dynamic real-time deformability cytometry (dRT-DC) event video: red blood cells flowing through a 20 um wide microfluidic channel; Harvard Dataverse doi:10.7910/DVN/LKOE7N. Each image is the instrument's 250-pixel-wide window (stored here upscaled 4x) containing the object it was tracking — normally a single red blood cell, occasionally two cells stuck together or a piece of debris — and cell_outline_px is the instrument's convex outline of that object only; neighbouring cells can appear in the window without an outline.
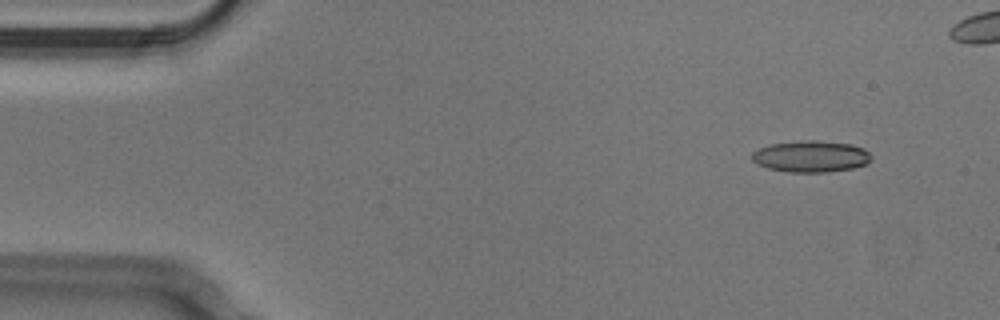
{"species": "Egyptian fruit bat (a non-hibernating species)", "species_latin": "Rousettus aegyptiacus", "temperature_condition": "cold", "stored_images_in_passage": 15, "camera_frame_rate_fps": 3000, "um_per_image_px": 0.085, "animal": {"sex": "male"}, "frame": {"image": 1, "passage_image": 5, "time_ms": 1.333, "image_size_px": [1000, 320], "cell_outline_px": [[872, 160], [868, 164], [852, 168], [824, 172], [788, 172], [768, 168], [756, 164], [752, 160], [752, 152], [760, 148], [772, 144], [804, 140], [812, 140], [848, 144], [864, 148], [872, 156]], "centroid_in_image_um": [68.94, 13.3], "position_along_channel_um": 16.1, "area_um2": 21.79}}